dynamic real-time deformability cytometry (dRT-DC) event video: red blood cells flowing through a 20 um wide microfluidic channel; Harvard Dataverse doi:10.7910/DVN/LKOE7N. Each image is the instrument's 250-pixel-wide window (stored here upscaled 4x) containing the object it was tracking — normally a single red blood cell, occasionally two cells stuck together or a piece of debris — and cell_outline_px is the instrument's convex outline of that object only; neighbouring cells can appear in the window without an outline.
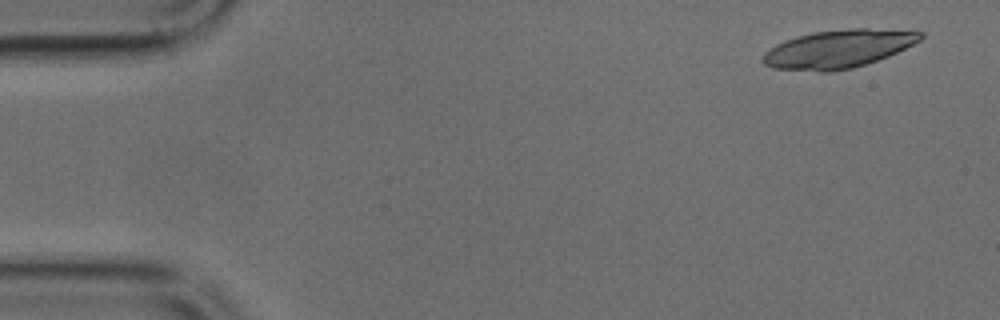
{"species": "common noctule bat (a hibernating species)", "species_latin": "Nyctalus noctula", "temperature_condition": "cold", "stored_images_in_passage": 46, "camera_frame_rate_fps": 3000, "um_per_image_px": 0.085, "animal": {"sex": "male", "body_mass_g": 17.9, "forearm_length_mm": 54.2}, "frame": {"image": 1, "passage_image": 1, "time_ms": 0.0, "image_size_px": [1000, 320], "cell_outline_px": [[924, 36], [920, 40], [888, 56], [852, 68], [832, 72], [820, 72], [772, 68], [764, 64], [760, 60], [764, 52], [776, 44], [796, 36], [812, 32], [852, 28], [868, 28], [924, 32]], "centroid_in_image_um": [71.2, 4.16], "position_along_channel_um": 13.8, "area_um2": 35.03}}